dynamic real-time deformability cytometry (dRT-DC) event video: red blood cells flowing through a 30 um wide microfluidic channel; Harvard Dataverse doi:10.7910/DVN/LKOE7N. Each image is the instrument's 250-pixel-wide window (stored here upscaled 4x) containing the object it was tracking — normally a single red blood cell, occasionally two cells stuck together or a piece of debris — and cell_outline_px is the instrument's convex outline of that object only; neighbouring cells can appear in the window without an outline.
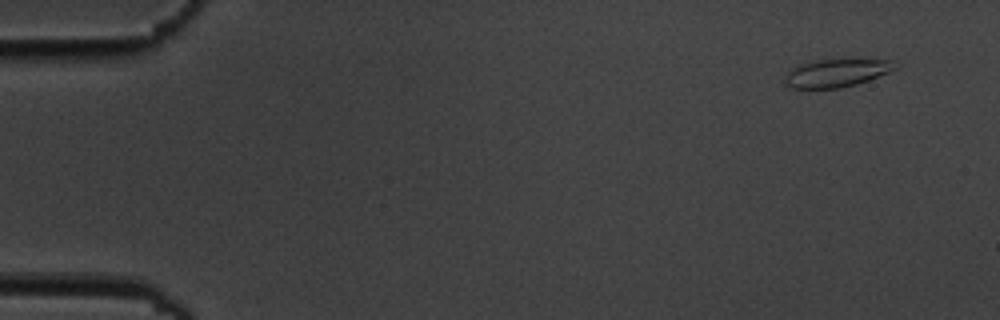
{"species": "common noctule bat (a hibernating species)", "species_latin": "Nyctalus noctula", "temperature_condition": "cold", "stored_images_in_passage": 5, "camera_frame_rate_fps": 3000, "um_per_image_px": 0.085, "animal": {"sex": "male", "body_mass_g": 19.5, "forearm_length_mm": 54.6}, "frame": {"image": 1, "passage_image": 1, "time_ms": 0.0, "image_size_px": [1000, 320], "cell_outline_px": [[900, 68], [868, 80], [856, 84], [840, 88], [792, 88], [784, 84], [784, 76], [788, 68], [800, 64], [816, 60], [848, 56], [860, 56], [888, 60], [900, 64]], "centroid_in_image_um": [71.16, 6.13], "position_along_channel_um": 13.8, "area_um2": 19.31}}
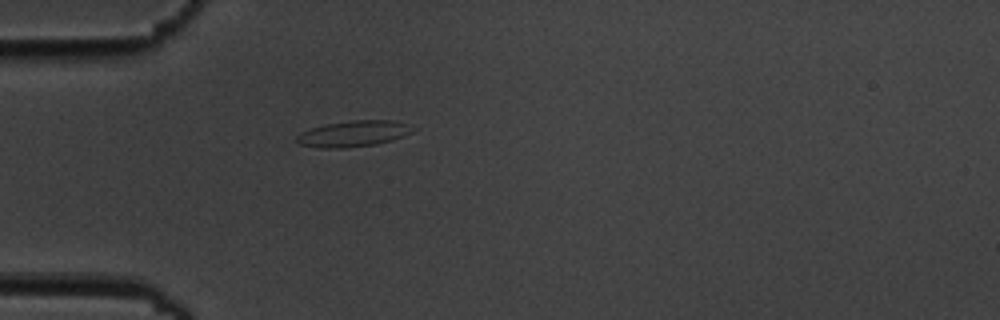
{"frame": {"image": 2, "passage_image": 5, "time_ms": 4.333, "image_size_px": [1000, 320], "cell_outline_px": [[416, 128], [412, 132], [404, 136], [392, 140], [376, 144], [344, 148], [320, 148], [300, 144], [296, 140], [296, 136], [300, 132], [324, 124], [352, 120], [396, 120]], "centroid_in_image_um": [30.05, 11.36], "position_along_channel_um": 54.9, "area_um2": 17.69}}